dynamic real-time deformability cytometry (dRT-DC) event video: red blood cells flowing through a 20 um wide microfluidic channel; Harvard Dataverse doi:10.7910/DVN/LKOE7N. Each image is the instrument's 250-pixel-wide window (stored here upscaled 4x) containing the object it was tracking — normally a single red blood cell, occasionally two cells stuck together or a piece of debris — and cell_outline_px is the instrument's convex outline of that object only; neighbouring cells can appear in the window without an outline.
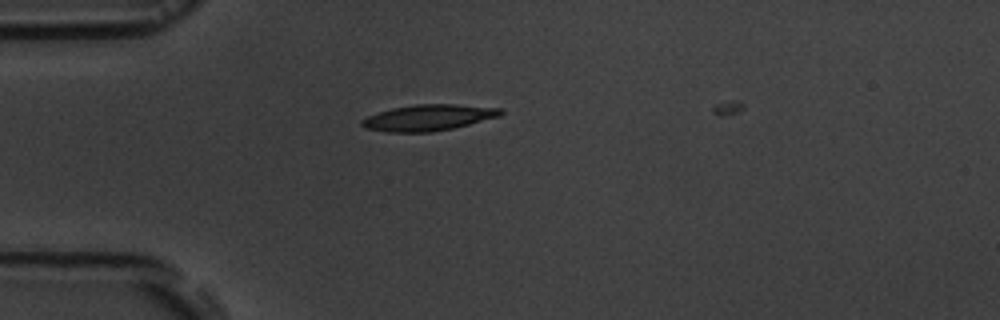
{"species": "common noctule bat (a hibernating species)", "species_latin": "Nyctalus noctula", "temperature_condition": "room temperature", "stored_images_in_passage": 3, "camera_frame_rate_fps": 3000, "um_per_image_px": 0.085, "animal": {"sex": "male", "body_mass_g": 19.5, "forearm_length_mm": 54.6}, "frame": {"image": 1, "passage_image": 2, "time_ms": 1.0, "image_size_px": [1000, 320], "cell_outline_px": [[504, 112], [500, 116], [452, 128], [432, 132], [388, 132], [364, 128], [360, 124], [360, 120], [368, 116], [392, 108], [416, 104], [456, 104], [500, 108]], "centroid_in_image_um": [36.39, 10.0], "position_along_channel_um": 48.6, "area_um2": 20.98}}